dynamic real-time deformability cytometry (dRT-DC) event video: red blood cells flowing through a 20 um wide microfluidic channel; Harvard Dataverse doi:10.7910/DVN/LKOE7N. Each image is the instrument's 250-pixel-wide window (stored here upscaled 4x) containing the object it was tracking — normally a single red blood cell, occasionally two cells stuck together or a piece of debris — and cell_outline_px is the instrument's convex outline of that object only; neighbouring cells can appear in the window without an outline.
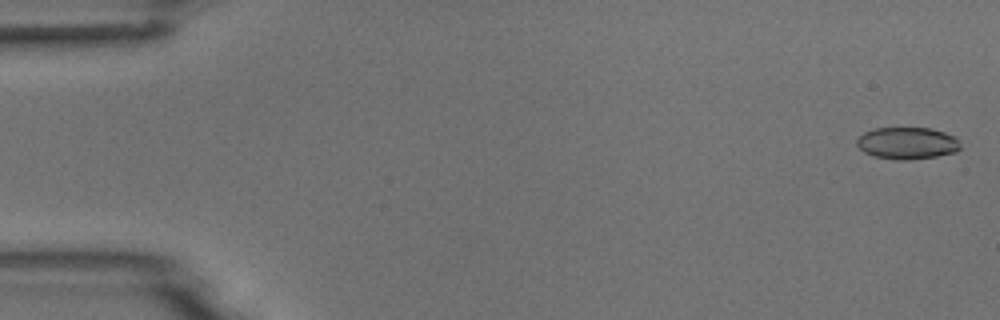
{"species": "common noctule bat (a hibernating species)", "species_latin": "Nyctalus noctula", "temperature_condition": "room temperature", "stored_images_in_passage": 6, "camera_frame_rate_fps": 3000, "um_per_image_px": 0.085, "animal": {"sex": "male", "body_mass_g": 18.8}, "frame": {"image": 1, "passage_image": 1, "time_ms": 0.0, "image_size_px": [1000, 320], "cell_outline_px": [[960, 148], [956, 152], [936, 156], [908, 160], [896, 160], [872, 156], [864, 152], [856, 144], [856, 140], [864, 132], [876, 128], [928, 128], [944, 132], [956, 136], [960, 144]], "centroid_in_image_um": [77.11, 12.17], "position_along_channel_um": 7.9, "area_um2": 19.36}}